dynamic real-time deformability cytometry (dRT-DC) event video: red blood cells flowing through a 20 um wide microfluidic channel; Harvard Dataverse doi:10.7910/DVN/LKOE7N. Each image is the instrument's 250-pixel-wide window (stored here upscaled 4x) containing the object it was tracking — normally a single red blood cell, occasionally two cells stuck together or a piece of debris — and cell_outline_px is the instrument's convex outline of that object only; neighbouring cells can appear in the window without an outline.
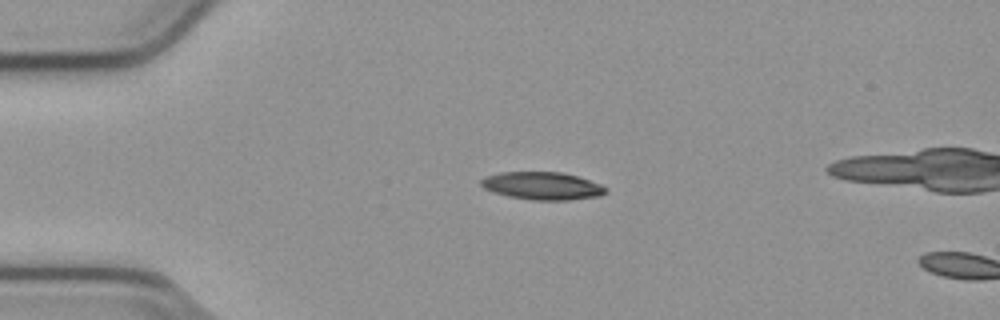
{"species": "common noctule bat (a hibernating species)", "species_latin": "Nyctalus noctula", "temperature_condition": "cold", "stored_images_in_passage": 3, "camera_frame_rate_fps": 3000, "um_per_image_px": 0.085, "animal": {"sex": "male", "body_mass_g": 23.1, "forearm_length_mm": 52.7}, "frame": {"image": 1, "passage_image": 1, "time_ms": 0.0, "image_size_px": [1000, 320], "cell_outline_px": [[608, 192], [600, 196], [568, 200], [532, 200], [508, 196], [492, 192], [484, 188], [480, 184], [480, 180], [488, 176], [500, 172], [564, 172], [600, 184], [608, 188]], "centroid_in_image_um": [46.11, 15.8], "position_along_channel_um": 38.9, "area_um2": 20.17}}